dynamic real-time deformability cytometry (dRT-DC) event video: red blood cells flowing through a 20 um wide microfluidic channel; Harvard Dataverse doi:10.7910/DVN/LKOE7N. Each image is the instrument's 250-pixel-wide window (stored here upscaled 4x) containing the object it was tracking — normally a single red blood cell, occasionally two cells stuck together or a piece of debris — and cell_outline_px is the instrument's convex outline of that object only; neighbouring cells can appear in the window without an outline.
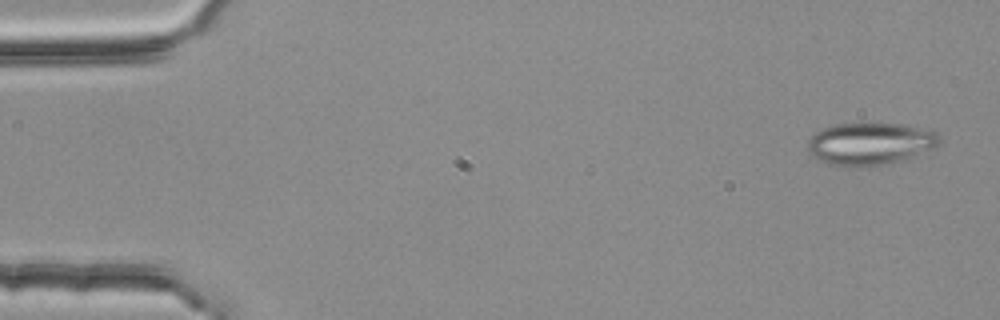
{"species": "common noctule bat (a hibernating species)", "species_latin": "Nyctalus noctula", "temperature_condition": "room temperature", "stored_images_in_passage": 4, "segment_of_instrument_passage": [2, 2], "camera_frame_rate_fps": 3000, "um_per_image_px": 0.085, "animal": {"sex": "female", "body_mass_g": 25.1}, "frame": {"image": 1, "passage_image": 4, "time_ms": 1.0, "image_size_px": [1000, 320], "cell_outline_px": [[940, 144], [936, 148], [912, 156], [884, 164], [828, 164], [812, 156], [808, 152], [808, 140], [820, 128], [836, 124], [900, 124], [932, 128], [936, 132], [940, 140]], "centroid_in_image_um": [74.0, 12.17], "position_along_channel_um": 11.0, "area_um2": 31.91}}